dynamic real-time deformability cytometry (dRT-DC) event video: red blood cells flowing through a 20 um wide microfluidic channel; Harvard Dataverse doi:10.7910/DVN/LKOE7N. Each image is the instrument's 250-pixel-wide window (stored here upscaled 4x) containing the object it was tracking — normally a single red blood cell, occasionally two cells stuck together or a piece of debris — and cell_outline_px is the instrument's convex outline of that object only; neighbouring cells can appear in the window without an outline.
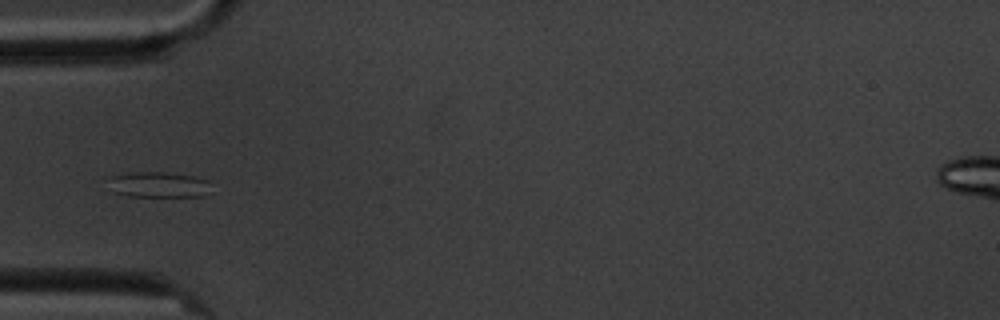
{"species": "common noctule bat (a hibernating species)", "species_latin": "Nyctalus noctula", "temperature_condition": "cold", "stored_images_in_passage": 10, "camera_frame_rate_fps": 3000, "um_per_image_px": 0.085, "animal": {"sex": "male", "body_mass_g": 20.1, "forearm_length_mm": 53.5}, "frame": {"image": 1, "passage_image": 4, "time_ms": 3.333, "image_size_px": [1000, 320], "cell_outline_px": [[208, 180], [204, 196], [128, 196], [112, 192], [112, 176], [132, 172], [164, 172], [192, 176]], "centroid_in_image_um": [13.45, 15.69], "position_along_channel_um": 71.6, "area_um2": 14.8}}
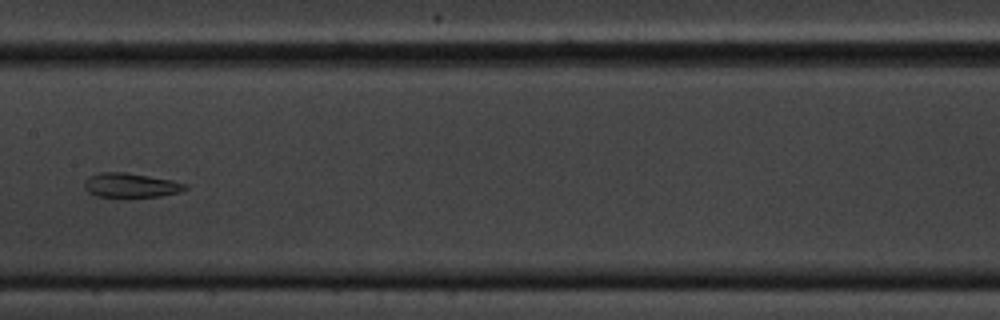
{"frame": {"image": 2, "passage_image": 7, "time_ms": 7.0, "image_size_px": [1000, 320], "cell_outline_px": [[188, 188], [180, 192], [160, 196], [128, 200], [120, 200], [96, 196], [88, 192], [84, 188], [84, 184], [88, 176], [100, 172], [128, 172], [172, 180], [188, 184]], "centroid_in_image_um": [11.1, 15.8], "position_along_channel_um": 196.3, "area_um2": 15.32}}
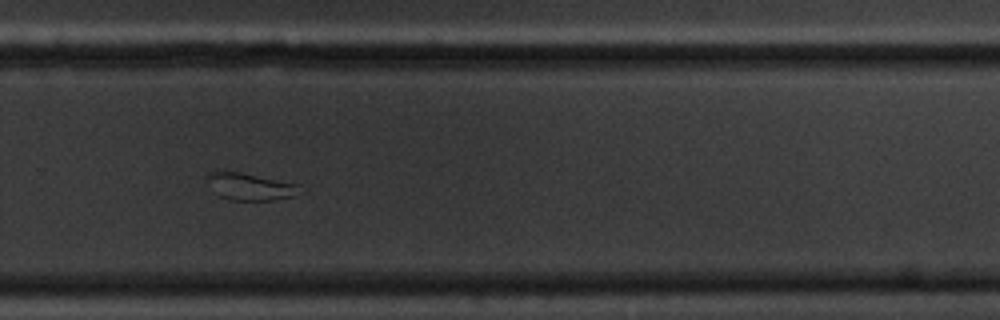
{"frame": {"image": 3, "passage_image": 10, "time_ms": 10.333, "image_size_px": [1000, 320], "cell_outline_px": [[304, 192], [296, 196], [272, 200], [228, 200], [220, 196], [216, 192], [208, 180], [208, 172], [216, 168], [244, 172], [300, 184]], "centroid_in_image_um": [21.31, 15.82], "position_along_channel_um": 308.5, "area_um2": 15.26}}